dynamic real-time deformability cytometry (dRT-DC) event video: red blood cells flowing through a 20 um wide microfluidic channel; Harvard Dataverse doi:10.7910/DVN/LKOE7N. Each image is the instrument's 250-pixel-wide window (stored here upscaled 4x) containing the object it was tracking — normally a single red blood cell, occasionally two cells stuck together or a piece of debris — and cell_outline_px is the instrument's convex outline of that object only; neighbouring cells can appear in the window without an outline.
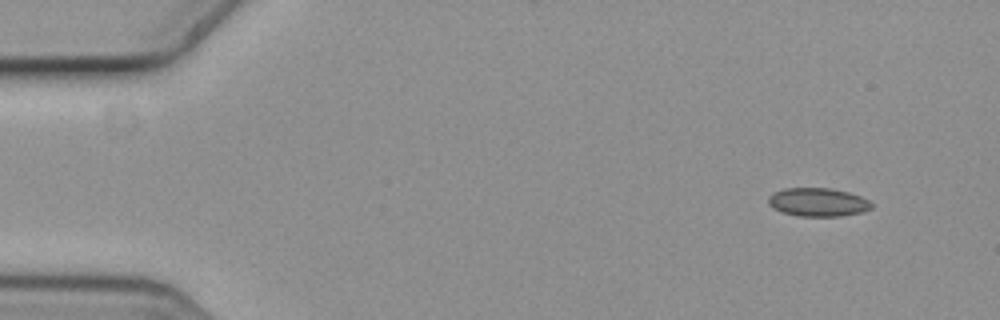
{"species": "common noctule bat (a hibernating species)", "species_latin": "Nyctalus noctula", "temperature_condition": "cold", "stored_images_in_passage": 4, "camera_frame_rate_fps": 3000, "um_per_image_px": 0.085, "animal": {"sex": "female", "body_mass_g": 19.3, "forearm_length_mm": 54.1}, "frame": {"image": 1, "passage_image": 1, "time_ms": 0.0, "image_size_px": [1000, 320], "cell_outline_px": [[872, 208], [860, 212], [840, 216], [800, 216], [784, 212], [772, 208], [768, 204], [768, 196], [772, 192], [784, 188], [828, 188], [848, 192], [860, 196], [868, 200], [872, 204]], "centroid_in_image_um": [69.48, 17.17], "position_along_channel_um": 15.5, "area_um2": 17.05}}
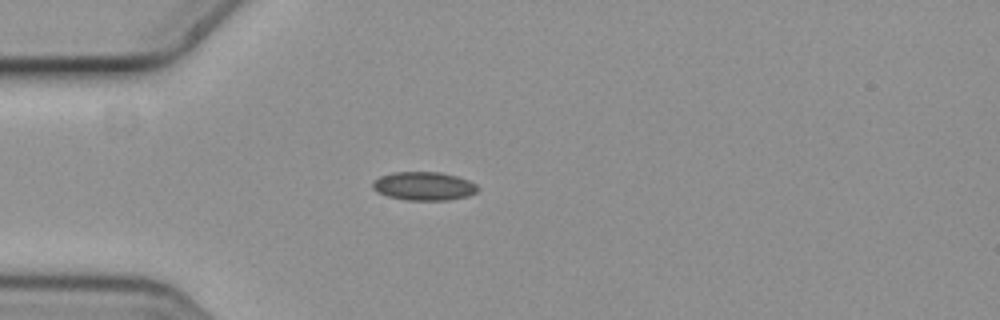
{"frame": {"image": 2, "passage_image": 4, "time_ms": 1.0, "image_size_px": [1000, 320], "cell_outline_px": [[480, 188], [476, 192], [468, 196], [448, 200], [404, 200], [388, 196], [376, 192], [372, 188], [372, 184], [380, 176], [392, 172], [440, 172], [456, 176], [468, 180], [476, 184]], "centroid_in_image_um": [36.03, 15.82], "position_along_channel_um": 49.0, "area_um2": 17.51}}